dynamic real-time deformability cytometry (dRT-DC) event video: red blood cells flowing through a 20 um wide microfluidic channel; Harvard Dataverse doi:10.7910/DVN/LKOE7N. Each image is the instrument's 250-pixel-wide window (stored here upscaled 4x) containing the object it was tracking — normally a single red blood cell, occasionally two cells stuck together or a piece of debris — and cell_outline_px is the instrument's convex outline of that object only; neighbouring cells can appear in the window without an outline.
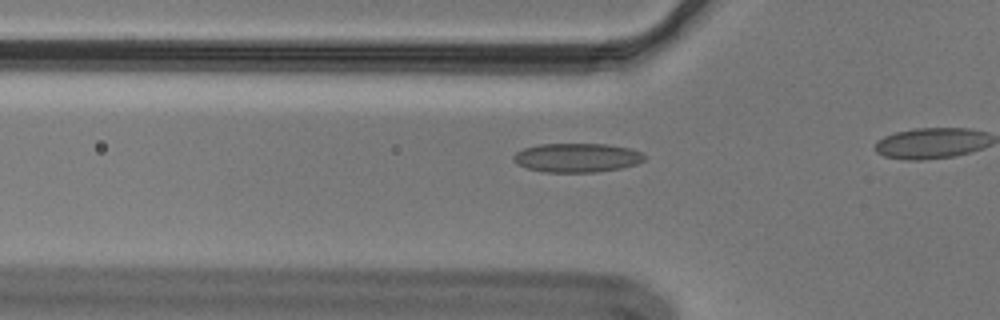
{"species": "Egyptian fruit bat (a non-hibernating species)", "species_latin": "Rousettus aegyptiacus", "temperature_condition": "cold", "stored_images_in_passage": 10, "camera_frame_rate_fps": 3000, "um_per_image_px": 0.085, "animal": {"sex": "male"}, "frame": {"image": 1, "passage_image": 5, "time_ms": 1.333, "image_size_px": [1000, 320], "cell_outline_px": [[644, 160], [636, 164], [620, 168], [596, 172], [544, 172], [528, 168], [516, 164], [512, 160], [512, 156], [516, 152], [524, 148], [540, 144], [608, 144], [632, 148], [640, 152], [644, 156]], "centroid_in_image_um": [49.02, 13.4], "position_along_channel_um": 76.8, "area_um2": 22.2}}